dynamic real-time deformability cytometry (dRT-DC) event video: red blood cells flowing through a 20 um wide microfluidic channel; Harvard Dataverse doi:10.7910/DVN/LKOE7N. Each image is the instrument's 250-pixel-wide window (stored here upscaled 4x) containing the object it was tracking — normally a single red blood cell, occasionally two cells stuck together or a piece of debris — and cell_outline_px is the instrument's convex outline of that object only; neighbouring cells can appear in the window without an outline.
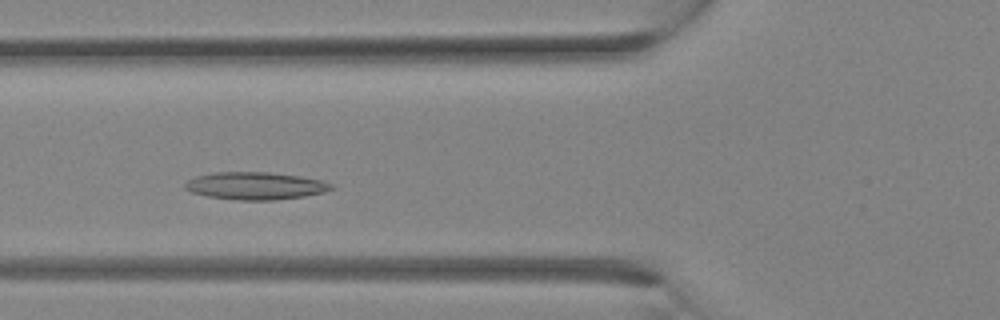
{"species": "Egyptian fruit bat (a non-hibernating species)", "species_latin": "Rousettus aegyptiacus", "temperature_condition": "room temperature", "stored_images_in_passage": 30, "camera_frame_rate_fps": 3000, "um_per_image_px": 0.085, "animal": {"sex": "female"}, "frame": {"image": 1, "passage_image": 9, "time_ms": 2.667, "image_size_px": [1000, 320], "cell_outline_px": [[336, 188], [324, 192], [304, 196], [276, 200], [236, 200], [208, 196], [192, 192], [184, 188], [184, 184], [188, 180], [196, 176], [216, 172], [268, 172], [300, 176], [320, 180], [332, 184]], "centroid_in_image_um": [21.72, 15.79], "position_along_channel_um": 104.1, "area_um2": 23.41}}
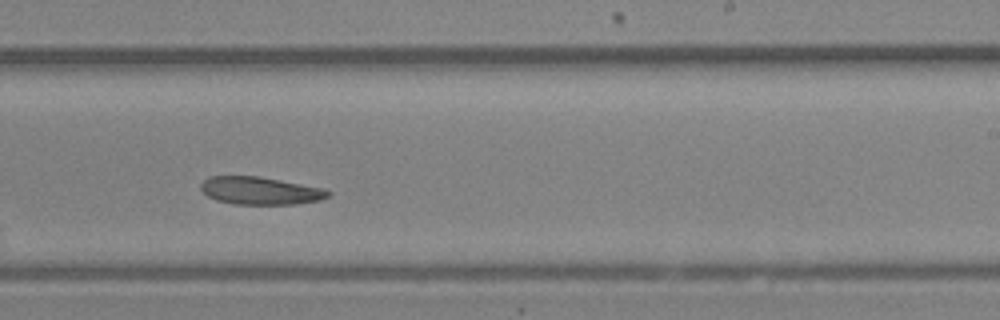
{"frame": {"image": 2, "passage_image": 17, "time_ms": 5.333, "image_size_px": [1000, 320], "cell_outline_px": [[332, 192], [328, 196], [320, 200], [296, 204], [236, 204], [216, 200], [208, 196], [200, 188], [200, 184], [208, 176], [260, 176], [324, 188]], "centroid_in_image_um": [22.12, 16.2], "position_along_channel_um": 266.9, "area_um2": 20.58}}
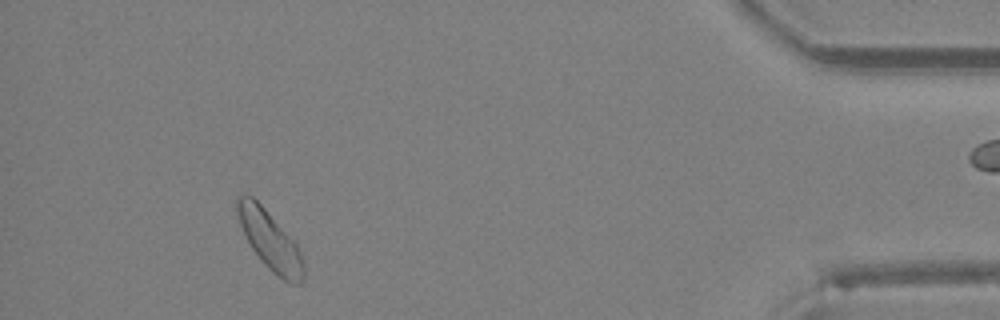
{"frame": {"image": 3, "passage_image": 27, "time_ms": 8.667, "image_size_px": [1000, 320], "cell_outline_px": [[304, 280], [300, 284], [288, 284], [276, 276], [260, 260], [252, 248], [240, 224], [236, 212], [236, 196], [240, 192], [252, 196], [264, 208], [296, 244], [300, 252], [304, 264]], "centroid_in_image_um": [22.94, 20.46], "position_along_channel_um": 412.3, "area_um2": 22.66}}